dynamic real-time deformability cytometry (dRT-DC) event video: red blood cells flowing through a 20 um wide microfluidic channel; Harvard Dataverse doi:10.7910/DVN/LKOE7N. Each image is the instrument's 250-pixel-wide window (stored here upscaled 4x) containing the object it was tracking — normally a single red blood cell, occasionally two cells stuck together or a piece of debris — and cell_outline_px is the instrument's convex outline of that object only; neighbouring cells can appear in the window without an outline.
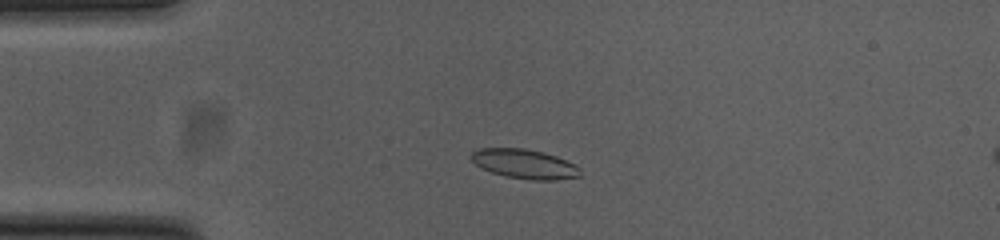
{"species": "common noctule bat (a hibernating species)", "species_latin": "Nyctalus noctula", "temperature_condition": "cold", "stored_images_in_passage": 43, "camera_frame_rate_fps": 3000, "um_per_image_px": 0.085, "animal": {"sex": "female", "body_mass_g": 23.0, "forearm_length_mm": 53.4}, "frame": {"image": 1, "passage_image": 2, "time_ms": 0.333, "image_size_px": [1000, 240], "cell_outline_px": [[580, 176], [556, 180], [532, 180], [504, 176], [492, 172], [476, 164], [472, 160], [472, 152], [476, 148], [524, 148], [544, 152], [556, 156], [576, 164], [580, 168]], "centroid_in_image_um": [44.62, 13.93], "position_along_channel_um": 40.4, "area_um2": 18.67}}
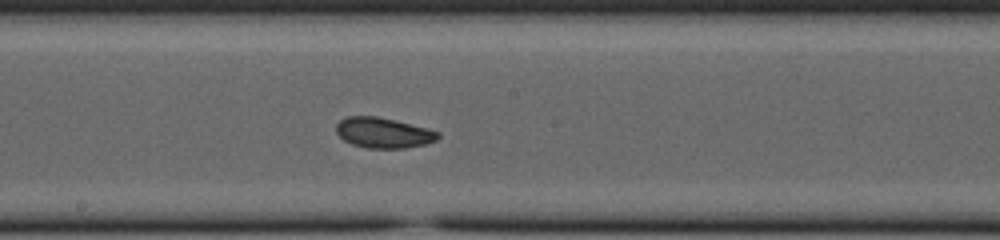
{"frame": {"image": 2, "passage_image": 18, "time_ms": 5.667, "image_size_px": [1000, 240], "cell_outline_px": [[440, 136], [436, 140], [428, 144], [404, 148], [368, 148], [352, 144], [344, 140], [336, 132], [336, 124], [340, 120], [348, 116], [376, 116], [396, 120], [428, 128], [440, 132]], "centroid_in_image_um": [32.61, 11.28], "position_along_channel_um": 215.6, "area_um2": 18.15}}
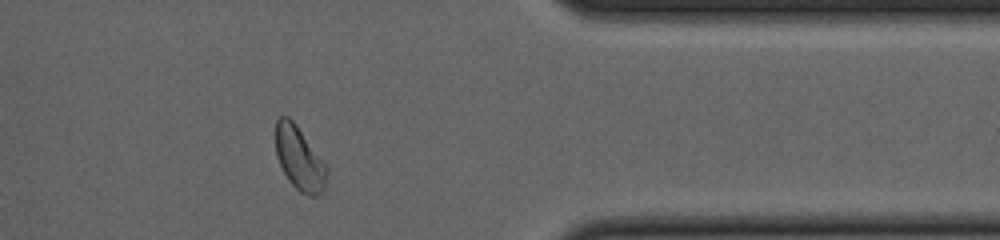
{"frame": {"image": 3, "passage_image": 33, "time_ms": 10.667, "image_size_px": [1000, 240], "cell_outline_px": [[328, 172], [324, 188], [316, 196], [308, 196], [300, 192], [288, 180], [276, 156], [276, 120], [280, 116], [288, 116], [296, 124], [328, 168]], "centroid_in_image_um": [25.44, 13.47], "position_along_channel_um": 386.0, "area_um2": 18.73}, "authors_computed_cell_mechanics": {"area_um2": 18.6694, "velocity_mm_per_s": 3.7706, "shape_relaxation_time_tau1_ms": 2.094, "shape_relaxation_time_tau2_ms": 2.6339, "deformation_change_tau1": 0.0926, "deformation_change_tau2": 0.0714}}